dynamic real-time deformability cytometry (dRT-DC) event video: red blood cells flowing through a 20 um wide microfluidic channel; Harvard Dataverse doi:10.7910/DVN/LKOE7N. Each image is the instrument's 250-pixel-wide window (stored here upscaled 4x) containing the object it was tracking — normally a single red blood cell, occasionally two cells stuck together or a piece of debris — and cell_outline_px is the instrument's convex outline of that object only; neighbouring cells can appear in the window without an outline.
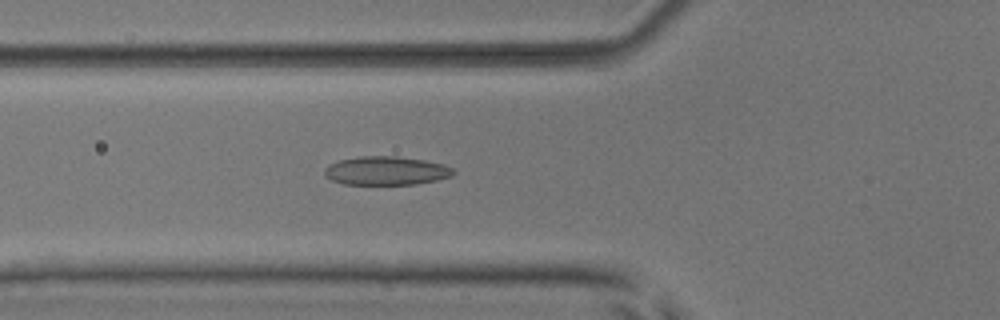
{"species": "common noctule bat (a hibernating species)", "species_latin": "Nyctalus noctula", "temperature_condition": "room temperature", "stored_images_in_passage": 52, "camera_frame_rate_fps": 3000, "um_per_image_px": 0.085, "animal": {"sex": "male", "body_mass_g": 17.9, "forearm_length_mm": 54.2}, "frame": {"image": 1, "passage_image": 19, "time_ms": 6.0, "image_size_px": [1000, 320], "cell_outline_px": [[456, 172], [452, 176], [436, 180], [416, 184], [344, 184], [332, 180], [324, 176], [324, 168], [328, 164], [340, 160], [360, 156], [396, 156], [424, 160], [444, 164], [452, 168]], "centroid_in_image_um": [32.81, 14.51], "position_along_channel_um": 93.0, "area_um2": 21.56}}
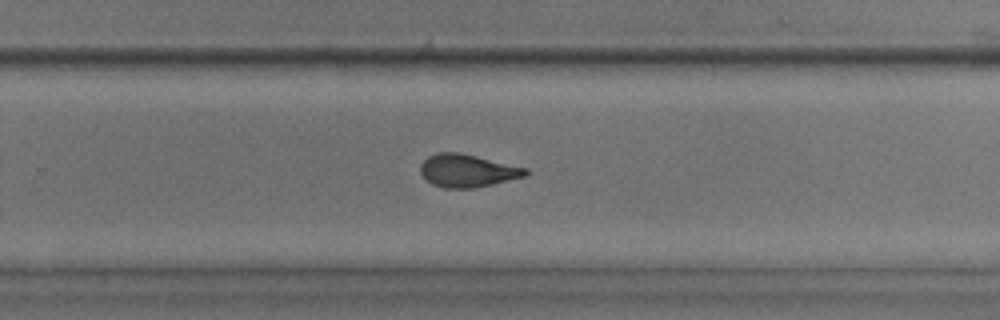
{"frame": {"image": 2, "passage_image": 34, "time_ms": 11.0, "image_size_px": [1000, 320], "cell_outline_px": [[528, 172], [524, 176], [492, 184], [472, 188], [444, 188], [432, 184], [420, 172], [420, 164], [428, 156], [440, 152], [456, 152], [476, 156], [528, 168]], "centroid_in_image_um": [39.71, 14.5], "position_along_channel_um": 290.1, "area_um2": 19.83}}
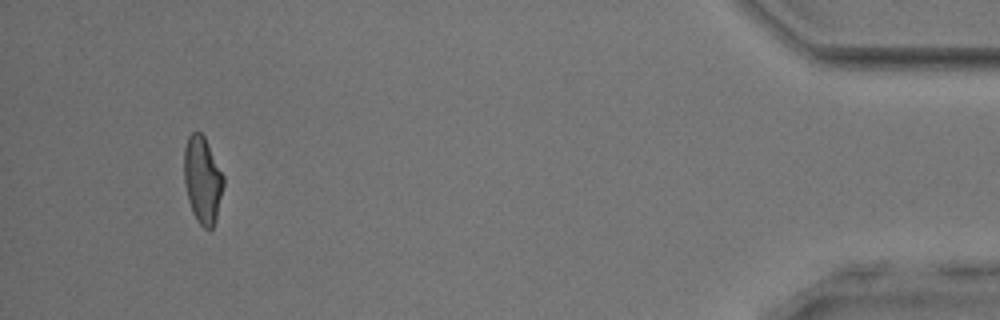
{"frame": {"image": 3, "passage_image": 49, "time_ms": 16.0, "image_size_px": [1000, 320], "cell_outline_px": [[224, 184], [216, 216], [212, 228], [204, 228], [196, 220], [192, 212], [188, 200], [184, 184], [184, 148], [188, 136], [192, 132], [200, 132], [204, 136], [224, 176]], "centroid_in_image_um": [17.19, 15.27], "position_along_channel_um": 418.0, "area_um2": 19.83}, "authors_computed_cell_mechanics": {"area_um2": 20.4612, "velocity_mm_per_s": 3.9468, "shape_relaxation_time_tau1_ms": 5.3612, "shape_relaxation_time_tau2_ms": 1.6309, "deformation_change_tau1": 0.1562, "deformation_change_tau2": 0.08}}